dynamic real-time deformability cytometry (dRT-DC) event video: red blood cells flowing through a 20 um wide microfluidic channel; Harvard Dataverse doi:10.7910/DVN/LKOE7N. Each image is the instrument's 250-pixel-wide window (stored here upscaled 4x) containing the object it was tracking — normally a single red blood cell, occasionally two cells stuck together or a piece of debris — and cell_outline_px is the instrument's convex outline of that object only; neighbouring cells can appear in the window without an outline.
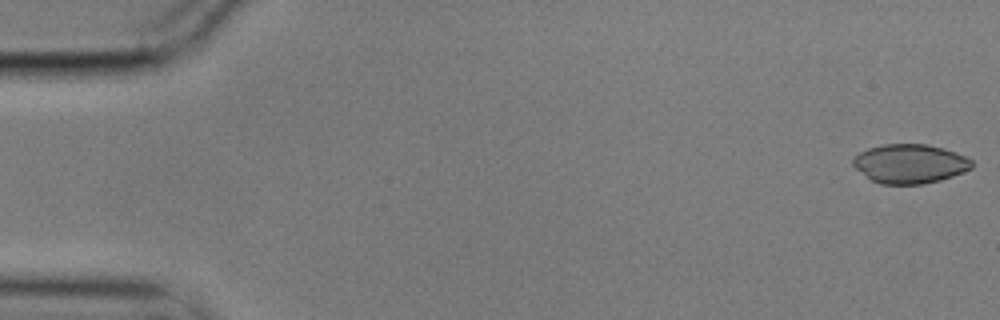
{"species": "common noctule bat (a hibernating species)", "species_latin": "Nyctalus noctula", "temperature_condition": "cold", "stored_images_in_passage": 56, "camera_frame_rate_fps": 3000, "um_per_image_px": 0.085, "animal": {"sex": "male", "body_mass_g": 17.9}, "frame": {"image": 1, "passage_image": 1, "time_ms": 0.0, "image_size_px": [1000, 320], "cell_outline_px": [[972, 168], [952, 176], [940, 180], [924, 184], [880, 184], [872, 180], [856, 168], [852, 164], [852, 160], [860, 152], [868, 148], [884, 144], [924, 144], [944, 148], [956, 152], [972, 160]], "centroid_in_image_um": [77.34, 13.91], "position_along_channel_um": 7.7, "area_um2": 26.93}}
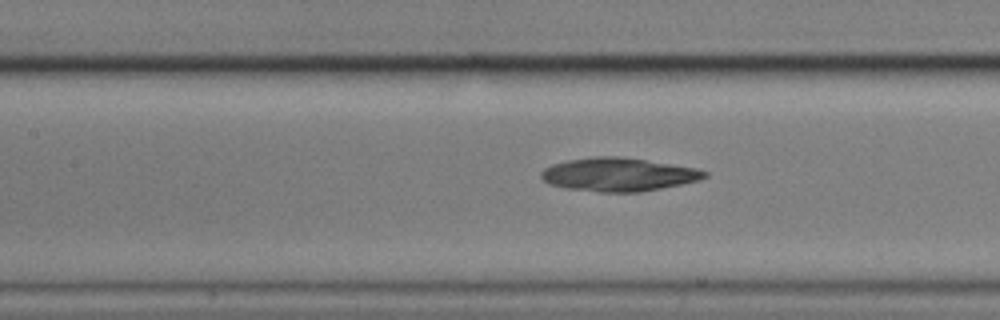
{"frame": {"image": 2, "passage_image": 25, "time_ms": 8.0, "image_size_px": [1000, 320], "cell_outline_px": [[708, 176], [700, 180], [640, 192], [600, 192], [564, 188], [548, 184], [540, 176], [540, 172], [544, 168], [552, 164], [568, 160], [592, 156], [616, 156], [644, 160], [696, 168], [708, 172]], "centroid_in_image_um": [52.52, 14.83], "position_along_channel_um": 154.9, "area_um2": 31.73}}
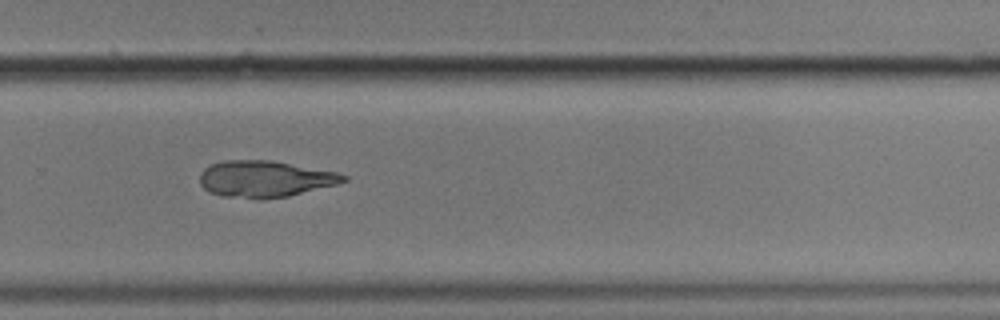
{"frame": {"image": 3, "passage_image": 38, "time_ms": 12.333, "image_size_px": [1000, 320], "cell_outline_px": [[348, 180], [336, 184], [288, 196], [260, 200], [224, 196], [208, 192], [200, 184], [200, 172], [204, 168], [212, 164], [224, 160], [272, 160], [336, 172], [348, 176]], "centroid_in_image_um": [22.49, 15.21], "position_along_channel_um": 307.3, "area_um2": 30.63}}